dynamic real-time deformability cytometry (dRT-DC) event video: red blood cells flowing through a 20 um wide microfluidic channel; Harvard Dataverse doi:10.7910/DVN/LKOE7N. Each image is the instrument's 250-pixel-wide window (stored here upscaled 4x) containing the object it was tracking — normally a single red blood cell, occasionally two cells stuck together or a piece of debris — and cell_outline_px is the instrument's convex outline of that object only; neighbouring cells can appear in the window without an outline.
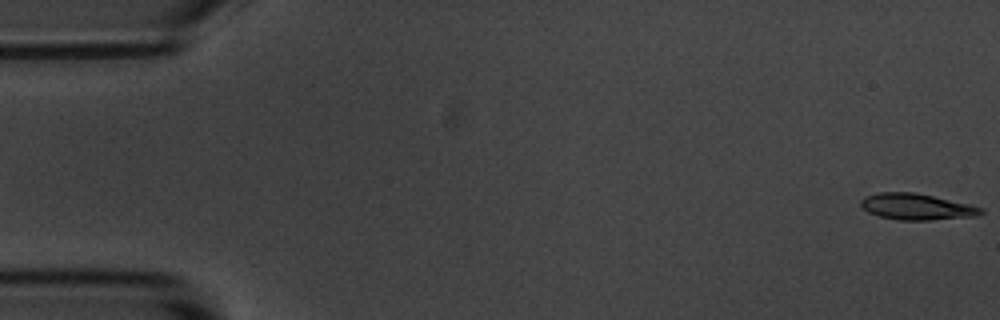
{"species": "common noctule bat (a hibernating species)", "species_latin": "Nyctalus noctula", "temperature_condition": "room temperature", "stored_images_in_passage": 4, "camera_frame_rate_fps": 3000, "um_per_image_px": 0.085, "animal": {"sex": "male", "body_mass_g": 20.1, "forearm_length_mm": 53.5}, "frame": {"image": 1, "passage_image": 1, "time_ms": 0.0, "image_size_px": [1000, 320], "cell_outline_px": [[984, 212], [976, 216], [932, 220], [900, 220], [880, 216], [868, 212], [860, 204], [860, 200], [864, 196], [880, 192], [916, 192], [968, 204], [984, 208]], "centroid_in_image_um": [77.91, 17.57], "position_along_channel_um": 7.1, "area_um2": 18.32}}